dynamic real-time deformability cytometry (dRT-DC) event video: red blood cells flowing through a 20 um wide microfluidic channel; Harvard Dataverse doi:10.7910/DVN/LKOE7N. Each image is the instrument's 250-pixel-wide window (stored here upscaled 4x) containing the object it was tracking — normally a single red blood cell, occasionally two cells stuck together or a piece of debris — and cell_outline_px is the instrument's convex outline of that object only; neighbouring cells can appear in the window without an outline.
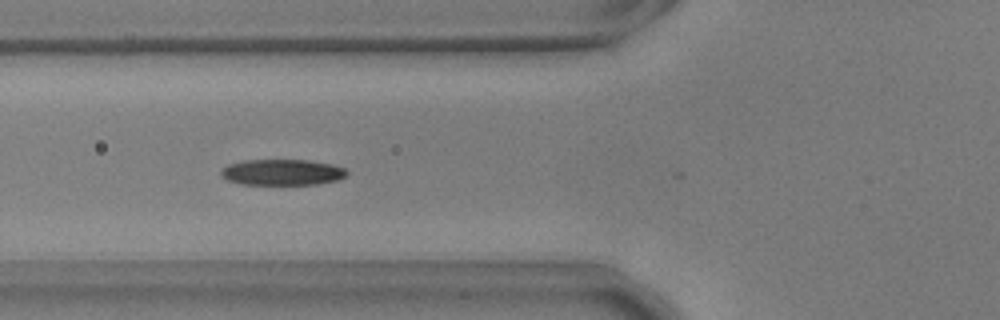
{"species": "common noctule bat (a hibernating species)", "species_latin": "Nyctalus noctula", "temperature_condition": "warm", "stored_images_in_passage": 8, "camera_frame_rate_fps": 3000, "um_per_image_px": 0.085, "animal": {"sex": "male", "body_mass_g": 17.9, "forearm_length_mm": 54.2}, "frame": {"image": 1, "passage_image": 5, "time_ms": 1.333, "image_size_px": [1000, 320], "cell_outline_px": [[348, 172], [344, 176], [336, 180], [316, 184], [240, 184], [228, 180], [220, 176], [220, 172], [228, 164], [244, 160], [308, 160], [332, 164], [344, 168]], "centroid_in_image_um": [23.95, 14.63], "position_along_channel_um": 101.8, "area_um2": 18.9}}